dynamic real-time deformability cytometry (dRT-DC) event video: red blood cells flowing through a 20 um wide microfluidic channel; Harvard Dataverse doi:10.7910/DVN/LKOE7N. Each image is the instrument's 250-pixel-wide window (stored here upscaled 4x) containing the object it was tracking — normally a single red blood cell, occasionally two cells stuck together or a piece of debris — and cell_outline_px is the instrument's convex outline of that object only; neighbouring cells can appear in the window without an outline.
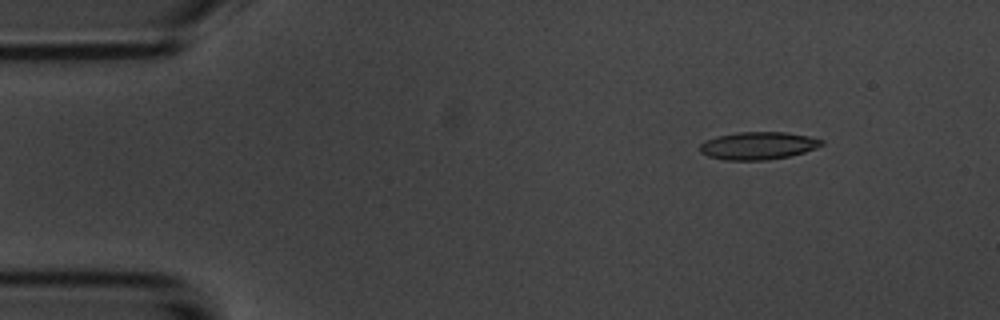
{"species": "common noctule bat (a hibernating species)", "species_latin": "Nyctalus noctula", "temperature_condition": "room temperature", "stored_images_in_passage": 5, "camera_frame_rate_fps": 3000, "um_per_image_px": 0.085, "animal": {"sex": "male", "body_mass_g": 20.1, "forearm_length_mm": 53.5}, "frame": {"image": 1, "passage_image": 2, "time_ms": 1.0, "image_size_px": [1000, 320], "cell_outline_px": [[824, 144], [816, 148], [804, 152], [788, 156], [768, 160], [724, 160], [708, 156], [700, 152], [700, 144], [716, 136], [736, 132], [784, 132], [808, 136], [824, 140]], "centroid_in_image_um": [64.44, 12.38], "position_along_channel_um": 20.6, "area_um2": 19.59}}
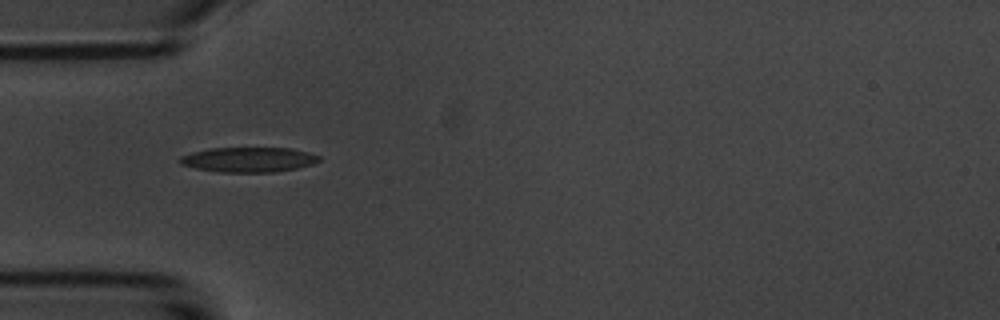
{"frame": {"image": 2, "passage_image": 5, "time_ms": 4.333, "image_size_px": [1000, 320], "cell_outline_px": [[320, 160], [312, 164], [296, 168], [276, 172], [220, 172], [196, 168], [180, 164], [176, 160], [180, 156], [192, 152], [208, 148], [292, 148], [308, 152], [320, 156]], "centroid_in_image_um": [21.1, 13.56], "position_along_channel_um": 63.9, "area_um2": 20.29}}